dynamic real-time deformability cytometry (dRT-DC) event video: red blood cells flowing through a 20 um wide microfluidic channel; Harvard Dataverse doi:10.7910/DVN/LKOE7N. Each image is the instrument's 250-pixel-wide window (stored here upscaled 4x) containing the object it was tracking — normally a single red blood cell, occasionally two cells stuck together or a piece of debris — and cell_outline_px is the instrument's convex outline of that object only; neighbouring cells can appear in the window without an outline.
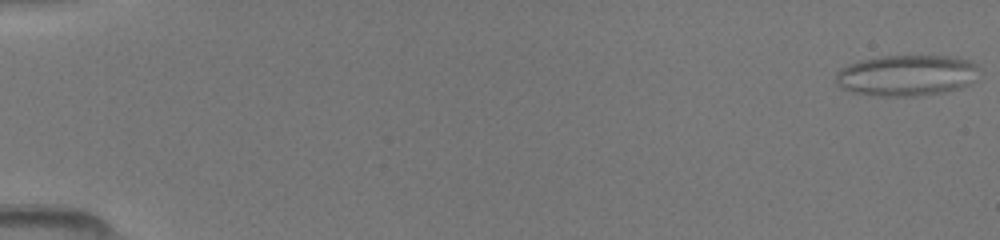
{"species": "common noctule bat (a hibernating species)", "species_latin": "Nyctalus noctula", "temperature_condition": "room temperature", "stored_images_in_passage": 50, "segment_of_instrument_passage": [1, 2], "camera_frame_rate_fps": 3000, "um_per_image_px": 0.085, "animal": {"sex": "female", "body_mass_g": 19.5, "forearm_length_mm": 54.1}, "frame": {"image": 1, "passage_image": 1, "time_ms": 0.0, "image_size_px": [1000, 240], "cell_outline_px": [[976, 64], [968, 84], [960, 88], [944, 92], [916, 96], [880, 96], [852, 92], [836, 84], [836, 72], [840, 68], [860, 60], [880, 56], [948, 56], [968, 60]], "centroid_in_image_um": [76.96, 6.41], "position_along_channel_um": 8.0, "area_um2": 33.7}}
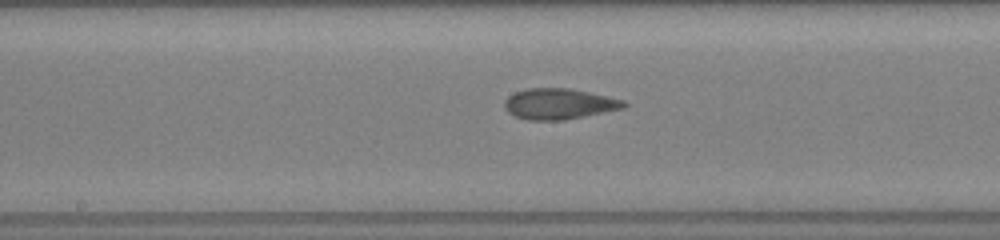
{"frame": {"image": 2, "passage_image": 27, "time_ms": 8.667, "image_size_px": [1000, 240], "cell_outline_px": [[628, 104], [624, 108], [564, 120], [528, 120], [516, 116], [508, 112], [504, 108], [504, 100], [508, 96], [516, 92], [528, 88], [568, 88], [588, 92], [624, 100]], "centroid_in_image_um": [47.5, 8.83], "position_along_channel_um": 200.7, "area_um2": 21.27}}
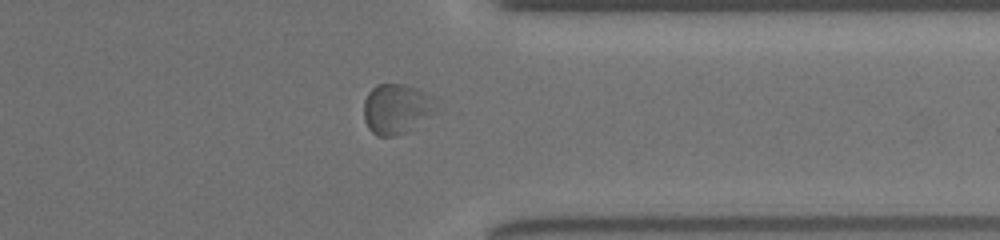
{"frame": {"image": 3, "passage_image": 40, "time_ms": 13.0, "image_size_px": [1000, 240], "cell_outline_px": [[436, 112], [408, 132], [396, 136], [376, 136], [368, 128], [364, 120], [364, 100], [368, 92], [376, 84], [404, 84], [420, 88], [428, 96], [436, 108]], "centroid_in_image_um": [33.66, 9.26], "position_along_channel_um": 377.7, "area_um2": 21.15}}